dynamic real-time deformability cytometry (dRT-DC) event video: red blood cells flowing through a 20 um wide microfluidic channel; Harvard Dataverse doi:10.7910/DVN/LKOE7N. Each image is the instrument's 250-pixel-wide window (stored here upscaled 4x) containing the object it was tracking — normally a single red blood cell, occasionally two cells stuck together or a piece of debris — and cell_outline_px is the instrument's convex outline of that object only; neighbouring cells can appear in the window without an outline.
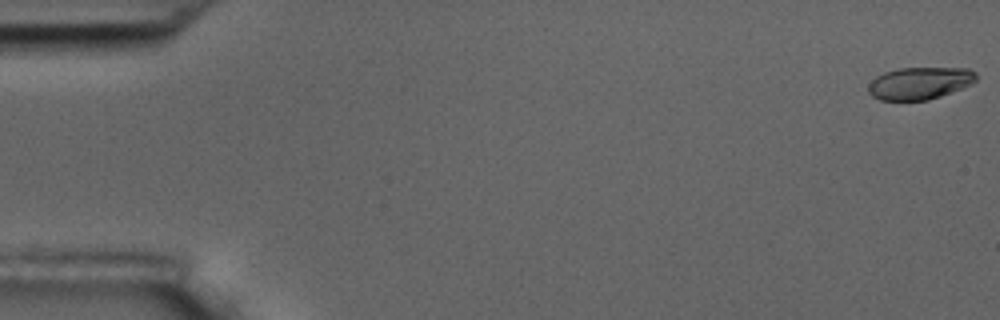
{"species": "common noctule bat (a hibernating species)", "species_latin": "Nyctalus noctula", "temperature_condition": "room temperature", "stored_images_in_passage": 56, "camera_frame_rate_fps": 3000, "um_per_image_px": 0.085, "animal": {"sex": "male", "body_mass_g": 17.5, "forearm_length_mm": 52.3}, "frame": {"image": 1, "passage_image": 1, "time_ms": 0.0, "image_size_px": [1000, 320], "cell_outline_px": [[976, 80], [972, 84], [940, 96], [928, 100], [880, 100], [872, 96], [868, 92], [868, 84], [876, 76], [884, 72], [900, 68], [968, 68], [976, 72]], "centroid_in_image_um": [78.16, 7.07], "position_along_channel_um": 6.8, "area_um2": 20.29}}
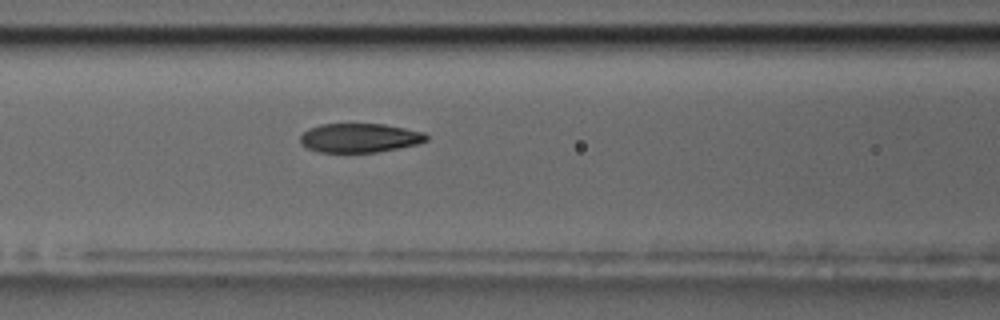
{"frame": {"image": 2, "passage_image": 24, "time_ms": 7.667, "image_size_px": [1000, 320], "cell_outline_px": [[428, 140], [420, 144], [376, 152], [320, 152], [308, 148], [300, 144], [300, 136], [308, 128], [320, 124], [384, 124], [424, 132], [428, 136]], "centroid_in_image_um": [30.57, 11.72], "position_along_channel_um": 136.0, "area_um2": 21.44}}
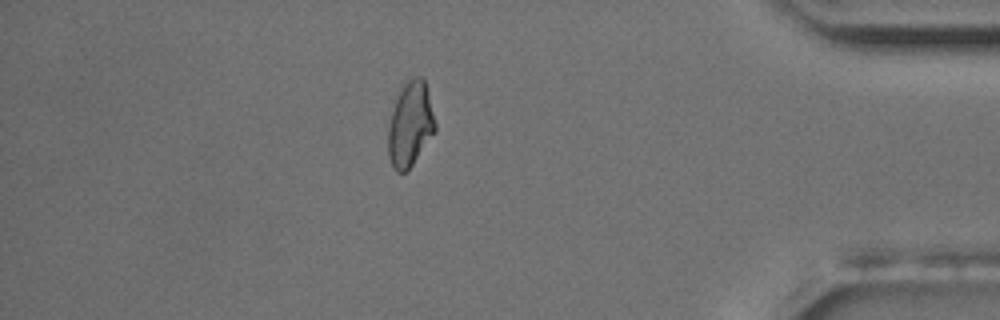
{"frame": {"image": 3, "passage_image": 49, "time_ms": 16.0, "image_size_px": [1000, 320], "cell_outline_px": [[436, 128], [412, 164], [404, 172], [396, 172], [392, 168], [388, 156], [388, 128], [392, 112], [396, 100], [400, 92], [408, 80], [412, 76], [420, 76], [424, 80], [428, 92], [436, 124]], "centroid_in_image_um": [34.85, 10.57], "position_along_channel_um": 400.3, "area_um2": 22.66}, "authors_computed_cell_mechanics": {"area_um2": 22.4264, "velocity_mm_per_s": 3.6319, "shape_relaxation_time_tau1_ms": 5.8761, "shape_relaxation_time_tau2_ms": 1.8577, "deformation_change_tau1": 0.1879, "deformation_change_tau2": 0.0512}}